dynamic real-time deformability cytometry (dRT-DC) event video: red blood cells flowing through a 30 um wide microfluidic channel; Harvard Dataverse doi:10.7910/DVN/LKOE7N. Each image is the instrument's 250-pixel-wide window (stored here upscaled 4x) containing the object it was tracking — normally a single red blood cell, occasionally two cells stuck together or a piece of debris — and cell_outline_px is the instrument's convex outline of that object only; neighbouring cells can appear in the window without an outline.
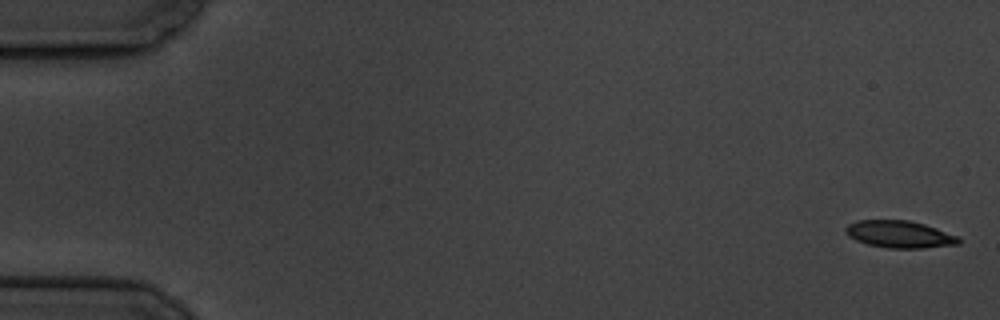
{"species": "common noctule bat (a hibernating species)", "species_latin": "Nyctalus noctula", "temperature_condition": "cold", "stored_images_in_passage": 7, "camera_frame_rate_fps": 3000, "um_per_image_px": 0.085, "animal": {"sex": "male", "body_mass_g": 19.5, "forearm_length_mm": 54.6}, "frame": {"image": 1, "passage_image": 1, "time_ms": 0.0, "image_size_px": [1000, 320], "cell_outline_px": [[960, 244], [924, 248], [888, 248], [868, 244], [856, 240], [848, 236], [844, 232], [844, 228], [848, 224], [856, 220], [908, 220], [924, 224], [960, 236]], "centroid_in_image_um": [76.46, 19.91], "position_along_channel_um": 8.5, "area_um2": 18.03}}